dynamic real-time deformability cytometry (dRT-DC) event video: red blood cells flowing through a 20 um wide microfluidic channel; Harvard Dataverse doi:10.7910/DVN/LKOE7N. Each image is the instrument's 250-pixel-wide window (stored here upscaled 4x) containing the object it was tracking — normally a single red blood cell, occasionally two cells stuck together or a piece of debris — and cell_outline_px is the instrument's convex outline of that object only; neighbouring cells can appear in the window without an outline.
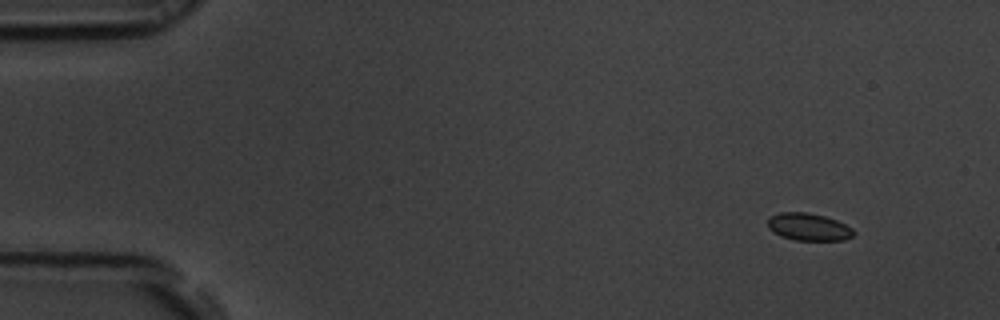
{"species": "common noctule bat (a hibernating species)", "species_latin": "Nyctalus noctula", "temperature_condition": "room temperature", "stored_images_in_passage": 52, "segment_of_instrument_passage": [1, 2], "camera_frame_rate_fps": 3000, "um_per_image_px": 0.085, "animal": {"sex": "male", "body_mass_g": 19.5, "forearm_length_mm": 54.6}, "frame": {"image": 1, "passage_image": 1, "time_ms": 0.0, "image_size_px": [1000, 320], "cell_outline_px": [[856, 232], [852, 236], [844, 240], [796, 240], [780, 236], [772, 232], [768, 228], [768, 220], [772, 216], [780, 212], [808, 212], [824, 216], [836, 220], [852, 228]], "centroid_in_image_um": [68.72, 19.29], "position_along_channel_um": 16.3, "area_um2": 13.7}}
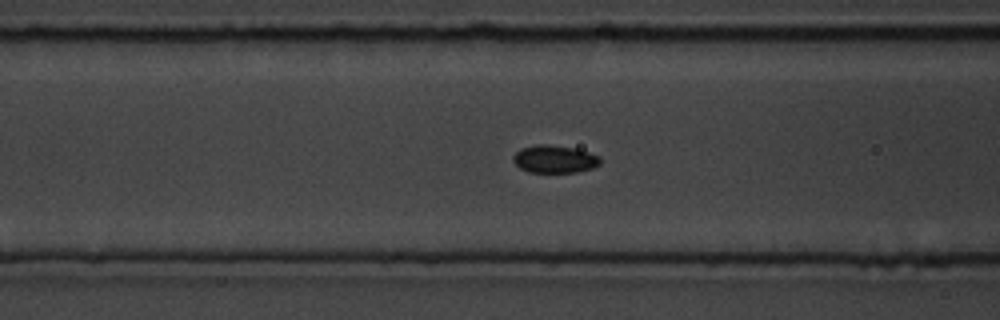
{"frame": {"image": 2, "passage_image": 18, "time_ms": 5.667, "image_size_px": [1000, 320], "cell_outline_px": [[600, 164], [592, 168], [576, 172], [528, 172], [520, 168], [512, 160], [512, 156], [520, 148], [536, 144], [548, 144], [572, 148], [588, 152], [600, 156]], "centroid_in_image_um": [47.1, 13.52], "position_along_channel_um": 119.5, "area_um2": 14.05}}
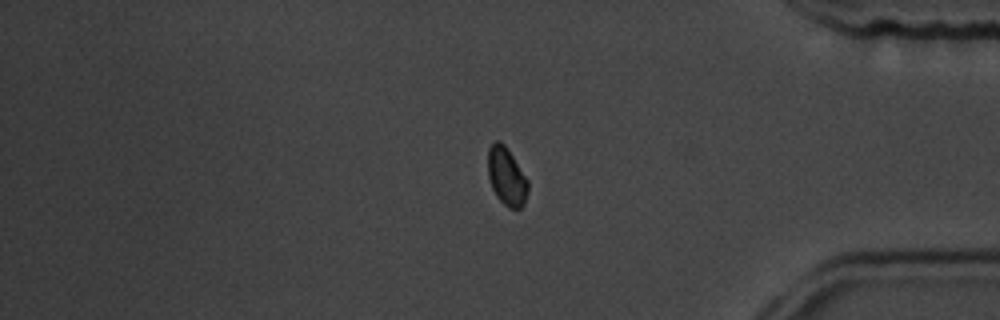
{"frame": {"image": 3, "passage_image": 42, "time_ms": 13.667, "image_size_px": [1000, 320], "cell_outline_px": [[528, 192], [524, 204], [520, 208], [508, 208], [496, 196], [492, 188], [488, 176], [488, 148], [496, 140], [500, 140], [504, 144], [528, 180]], "centroid_in_image_um": [43.05, 15.01], "position_along_channel_um": 392.1, "area_um2": 13.47}}